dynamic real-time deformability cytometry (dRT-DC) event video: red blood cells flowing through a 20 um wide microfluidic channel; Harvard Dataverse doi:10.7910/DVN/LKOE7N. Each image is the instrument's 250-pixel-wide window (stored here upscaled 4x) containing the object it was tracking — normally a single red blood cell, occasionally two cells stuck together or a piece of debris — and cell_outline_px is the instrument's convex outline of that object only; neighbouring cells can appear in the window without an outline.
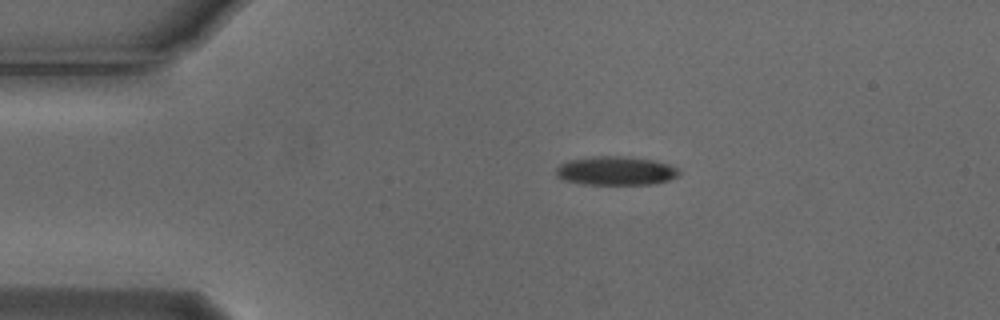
{"species": "Egyptian fruit bat (a non-hibernating species)", "species_latin": "Rousettus aegyptiacus", "temperature_condition": "cold", "stored_images_in_passage": 3, "camera_frame_rate_fps": 3000, "um_per_image_px": 0.085, "animal": {"sex": "male"}, "frame": {"image": 1, "passage_image": 1, "time_ms": 0.0, "image_size_px": [1000, 320], "cell_outline_px": [[680, 176], [668, 180], [652, 184], [580, 184], [564, 180], [556, 176], [556, 168], [560, 164], [568, 160], [592, 156], [628, 156], [656, 160], [680, 168]], "centroid_in_image_um": [52.36, 14.51], "position_along_channel_um": 32.6, "area_um2": 20.98}}
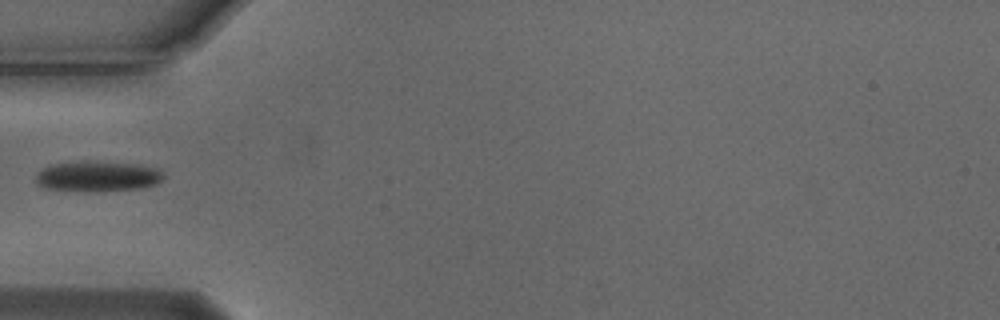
{"frame": {"image": 2, "passage_image": 3, "time_ms": 0.667, "image_size_px": [1000, 320], "cell_outline_px": [[164, 176], [156, 184], [140, 188], [92, 192], [84, 192], [44, 188], [36, 180], [36, 172], [52, 164], [84, 160], [88, 160], [140, 164], [156, 168]], "centroid_in_image_um": [8.27, 14.98], "position_along_channel_um": 76.7, "area_um2": 22.95}}